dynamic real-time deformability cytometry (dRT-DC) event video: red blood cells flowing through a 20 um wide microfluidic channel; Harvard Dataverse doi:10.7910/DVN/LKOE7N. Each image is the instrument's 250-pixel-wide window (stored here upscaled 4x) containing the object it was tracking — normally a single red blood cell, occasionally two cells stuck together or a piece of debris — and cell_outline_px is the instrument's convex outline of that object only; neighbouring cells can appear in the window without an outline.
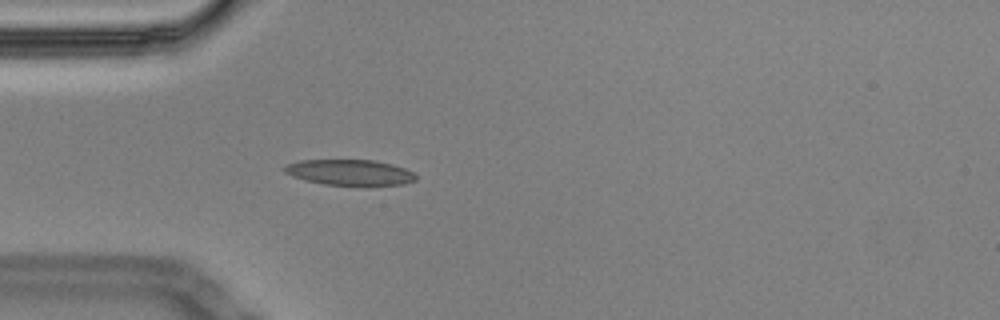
{"species": "Egyptian fruit bat (a non-hibernating species)", "species_latin": "Rousettus aegyptiacus", "temperature_condition": "cold", "stored_images_in_passage": 27, "camera_frame_rate_fps": 3000, "um_per_image_px": 0.085, "animal": {"sex": "male"}, "frame": {"image": 1, "passage_image": 6, "time_ms": 1.667, "image_size_px": [1000, 320], "cell_outline_px": [[416, 180], [404, 184], [368, 188], [324, 184], [304, 180], [292, 176], [284, 172], [284, 168], [288, 164], [300, 160], [376, 160], [392, 164], [404, 168], [412, 172], [416, 176]], "centroid_in_image_um": [29.79, 14.7], "position_along_channel_um": 55.2, "area_um2": 20.4}}
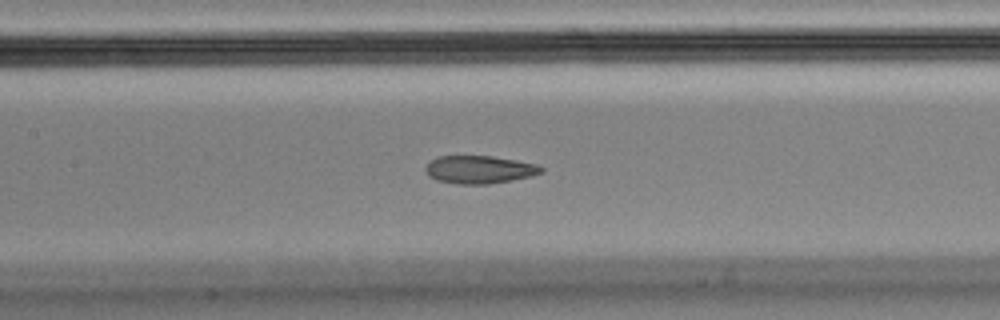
{"frame": {"image": 2, "passage_image": 16, "time_ms": 5.0, "image_size_px": [1000, 320], "cell_outline_px": [[544, 172], [532, 176], [512, 180], [488, 184], [460, 184], [436, 180], [428, 176], [424, 168], [436, 156], [492, 156], [516, 160], [536, 164], [544, 168]], "centroid_in_image_um": [40.76, 14.41], "position_along_channel_um": 166.6, "area_um2": 18.84}}
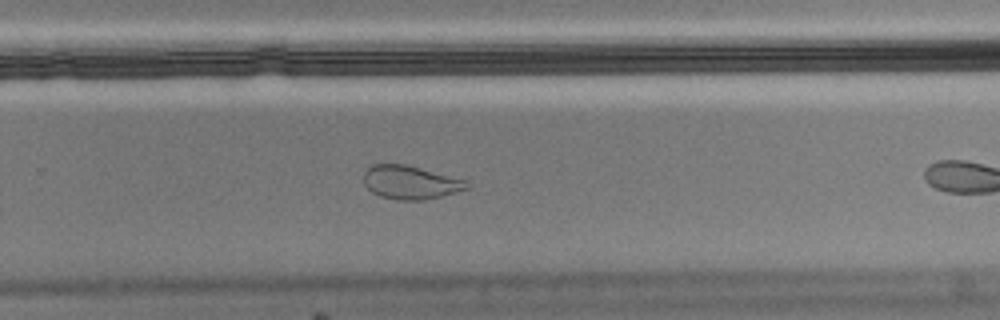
{"frame": {"image": 3, "passage_image": 23, "time_ms": 7.333, "image_size_px": [1000, 320], "cell_outline_px": [[472, 184], [468, 188], [440, 196], [424, 200], [396, 200], [380, 196], [372, 192], [364, 184], [364, 172], [372, 164], [404, 164], [468, 180]], "centroid_in_image_um": [34.89, 15.5], "position_along_channel_um": 294.9, "area_um2": 20.11}}